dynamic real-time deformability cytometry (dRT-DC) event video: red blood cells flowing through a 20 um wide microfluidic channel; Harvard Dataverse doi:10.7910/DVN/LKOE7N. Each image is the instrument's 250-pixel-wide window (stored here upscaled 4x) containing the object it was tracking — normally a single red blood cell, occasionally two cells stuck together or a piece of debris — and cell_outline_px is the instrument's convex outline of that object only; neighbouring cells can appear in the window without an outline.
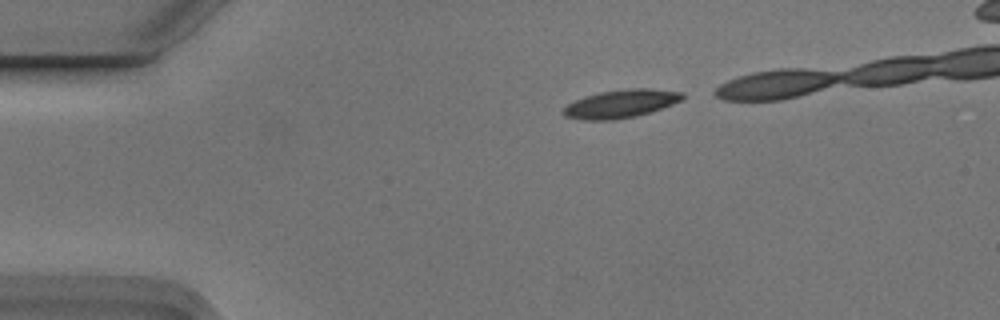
{"species": "Egyptian fruit bat (a non-hibernating species)", "species_latin": "Rousettus aegyptiacus", "temperature_condition": "cold", "stored_images_in_passage": 4, "camera_frame_rate_fps": 3000, "um_per_image_px": 0.085, "animal": {"sex": "male"}, "frame": {"image": 1, "passage_image": 1, "time_ms": 0.0, "image_size_px": [1000, 320], "cell_outline_px": [[684, 96], [680, 100], [672, 104], [636, 116], [612, 120], [584, 120], [564, 116], [564, 108], [568, 104], [576, 100], [600, 92], [632, 88], [648, 88], [684, 92]], "centroid_in_image_um": [52.78, 8.82], "position_along_channel_um": 32.2, "area_um2": 19.13}}